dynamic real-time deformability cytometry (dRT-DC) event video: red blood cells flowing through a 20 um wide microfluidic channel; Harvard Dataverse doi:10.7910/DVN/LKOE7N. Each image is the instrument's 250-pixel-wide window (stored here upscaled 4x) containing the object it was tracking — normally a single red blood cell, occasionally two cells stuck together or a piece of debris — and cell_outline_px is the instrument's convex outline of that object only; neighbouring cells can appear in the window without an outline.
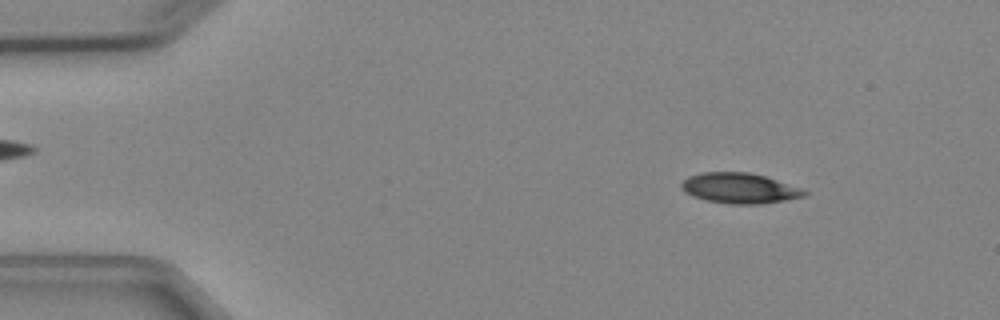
{"species": "Egyptian fruit bat (a non-hibernating species)", "species_latin": "Rousettus aegyptiacus", "temperature_condition": "cold", "stored_images_in_passage": 3, "camera_frame_rate_fps": 3000, "um_per_image_px": 0.085, "animal": {"sex": "female"}, "frame": {"image": 1, "passage_image": 1, "time_ms": 0.0, "image_size_px": [1000, 320], "cell_outline_px": [[808, 192], [804, 196], [784, 200], [760, 204], [728, 204], [708, 200], [692, 196], [684, 192], [680, 188], [680, 184], [688, 176], [700, 172], [748, 172], [764, 176], [804, 188]], "centroid_in_image_um": [62.84, 15.99], "position_along_channel_um": 22.2, "area_um2": 21.85}}